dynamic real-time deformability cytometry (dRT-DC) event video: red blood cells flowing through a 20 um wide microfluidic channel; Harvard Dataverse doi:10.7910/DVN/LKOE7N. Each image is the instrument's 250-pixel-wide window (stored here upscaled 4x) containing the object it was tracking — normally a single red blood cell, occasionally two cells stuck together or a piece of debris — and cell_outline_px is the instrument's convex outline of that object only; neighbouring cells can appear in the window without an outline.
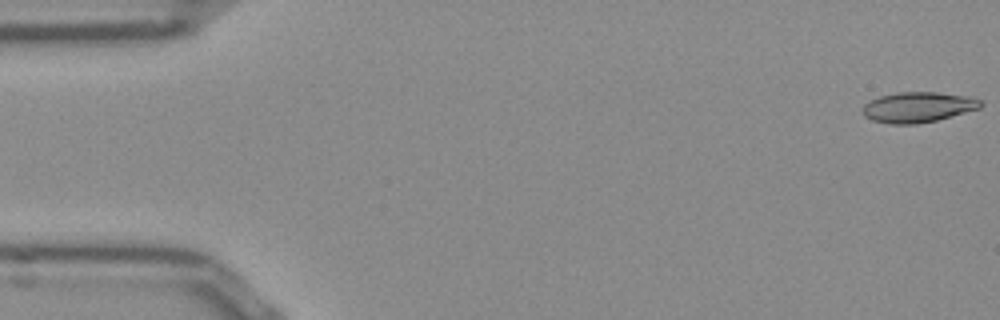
{"species": "Egyptian fruit bat (a non-hibernating species)", "species_latin": "Rousettus aegyptiacus", "temperature_condition": "room temperature", "stored_images_in_passage": 52, "camera_frame_rate_fps": 3000, "um_per_image_px": 0.085, "frame": {"image": 1, "passage_image": 1, "time_ms": 0.0, "image_size_px": [1000, 320], "cell_outline_px": [[984, 104], [980, 108], [936, 120], [916, 124], [892, 124], [872, 120], [864, 116], [864, 104], [880, 96], [896, 92], [936, 92], [968, 96], [980, 100]], "centroid_in_image_um": [78.04, 9.1], "position_along_channel_um": 7.0, "area_um2": 20.69}}
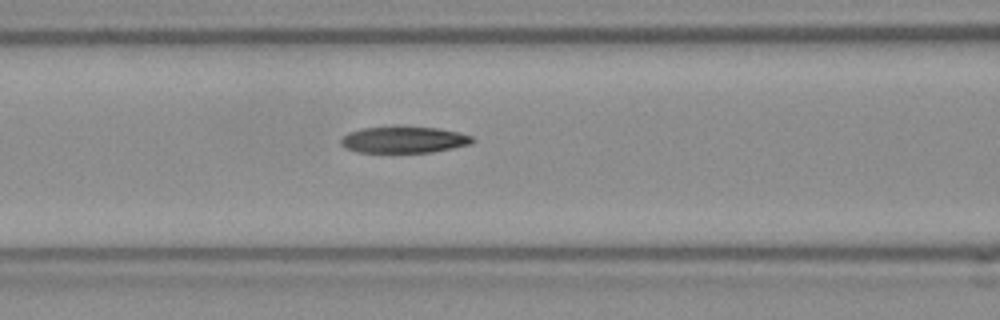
{"frame": {"image": 2, "passage_image": 21, "time_ms": 6.667, "image_size_px": [1000, 320], "cell_outline_px": [[476, 140], [468, 144], [452, 148], [432, 152], [356, 152], [344, 148], [340, 144], [340, 140], [348, 132], [360, 128], [436, 128], [460, 132], [472, 136]], "centroid_in_image_um": [34.3, 11.9], "position_along_channel_um": 132.3, "area_um2": 19.88}}
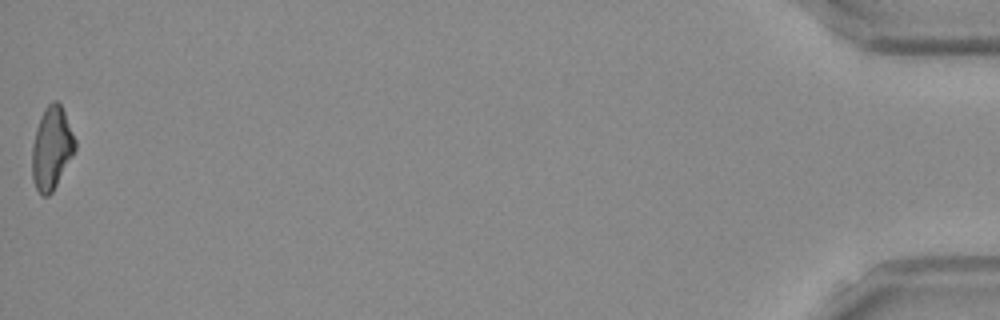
{"frame": {"image": 3, "passage_image": 52, "time_ms": 17.0, "image_size_px": [1000, 320], "cell_outline_px": [[76, 148], [72, 156], [52, 192], [48, 196], [40, 196], [32, 180], [32, 144], [36, 128], [40, 116], [44, 108], [52, 100], [56, 100], [60, 104], [64, 112], [76, 140]], "centroid_in_image_um": [4.37, 12.59], "position_along_channel_um": 430.8, "area_um2": 20.75}, "authors_computed_cell_mechanics": {"area_um2": 20.9236, "velocity_mm_per_s": 3.8934, "shape_relaxation_time_tau1_ms": null, "shape_relaxation_time_tau2_ms": 9.289, "deformation_change_tau1": null, "deformation_change_tau2": 0.2225}}